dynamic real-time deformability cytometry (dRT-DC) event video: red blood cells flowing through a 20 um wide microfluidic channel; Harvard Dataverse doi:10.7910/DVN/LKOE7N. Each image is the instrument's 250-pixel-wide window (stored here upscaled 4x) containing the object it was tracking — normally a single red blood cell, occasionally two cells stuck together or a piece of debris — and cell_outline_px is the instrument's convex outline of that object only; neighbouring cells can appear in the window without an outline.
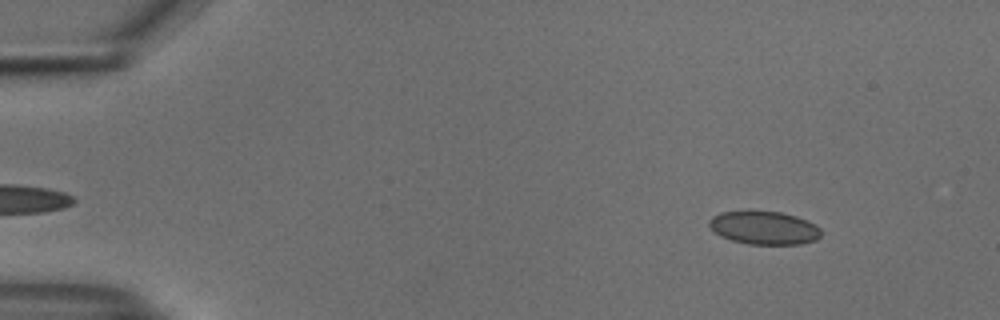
{"species": "common noctule bat (a hibernating species)", "species_latin": "Nyctalus noctula", "temperature_condition": "cold", "stored_images_in_passage": 53, "camera_frame_rate_fps": 3000, "um_per_image_px": 0.085, "animal": {"sex": "male", "body_mass_g": 18.8}, "frame": {"image": 1, "passage_image": 5, "time_ms": 1.333, "image_size_px": [1000, 320], "cell_outline_px": [[820, 236], [816, 240], [800, 244], [748, 244], [732, 240], [720, 236], [708, 224], [708, 220], [712, 216], [720, 212], [780, 212], [796, 216], [816, 224], [820, 228]], "centroid_in_image_um": [64.96, 19.37], "position_along_channel_um": 20.0, "area_um2": 21.44}}
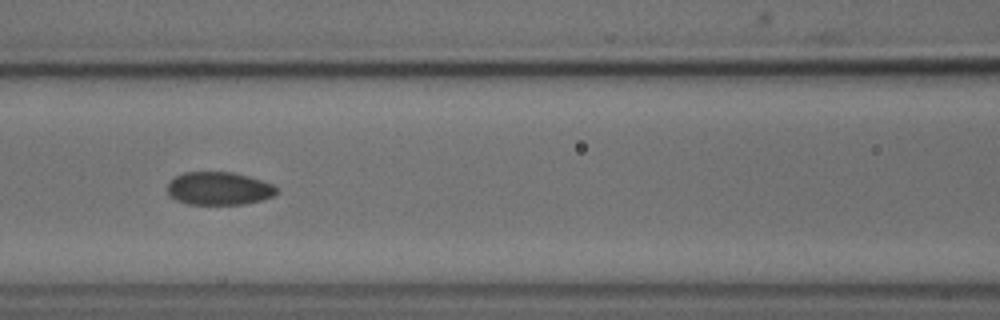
{"frame": {"image": 2, "passage_image": 23, "time_ms": 7.333, "image_size_px": [1000, 320], "cell_outline_px": [[276, 192], [272, 196], [264, 200], [244, 204], [188, 204], [176, 200], [168, 196], [168, 180], [184, 172], [232, 172], [248, 176], [272, 184], [276, 188]], "centroid_in_image_um": [18.57, 16.02], "position_along_channel_um": 148.0, "area_um2": 21.04}}
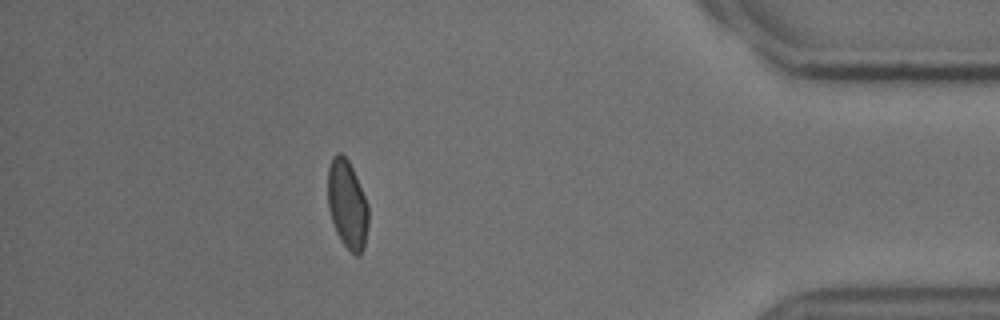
{"frame": {"image": 3, "passage_image": 47, "time_ms": 15.333, "image_size_px": [1000, 320], "cell_outline_px": [[368, 224], [364, 248], [360, 256], [356, 256], [344, 244], [336, 232], [328, 208], [328, 168], [332, 156], [340, 152], [348, 160], [356, 176], [368, 204]], "centroid_in_image_um": [29.52, 17.38], "position_along_channel_um": 405.7, "area_um2": 20.87}, "authors_computed_cell_mechanics": {"area_um2": 21.4438, "velocity_mm_per_s": 3.74, "shape_relaxation_time_tau1_ms": 4.4538, "shape_relaxation_time_tau2_ms": null, "deformation_change_tau1": 0.0692, "deformation_change_tau2": null}}